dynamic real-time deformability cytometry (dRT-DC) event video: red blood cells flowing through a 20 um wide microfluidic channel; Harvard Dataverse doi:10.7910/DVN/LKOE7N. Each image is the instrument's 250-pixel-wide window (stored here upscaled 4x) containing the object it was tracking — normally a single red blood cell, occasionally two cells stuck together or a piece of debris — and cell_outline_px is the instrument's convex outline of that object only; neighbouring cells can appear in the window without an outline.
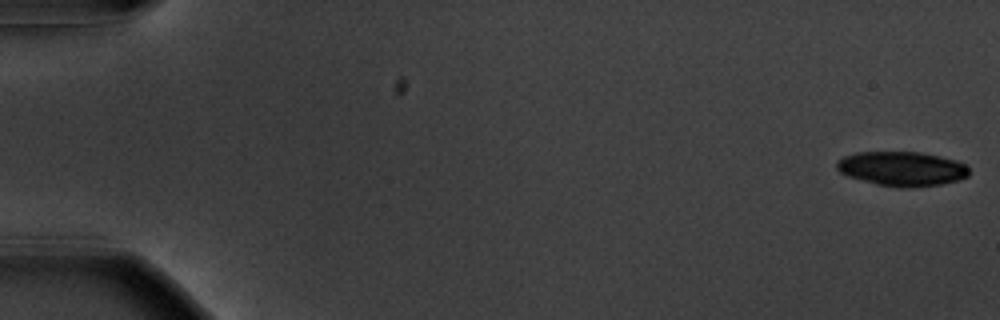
{"species": "common noctule bat (a hibernating species)", "species_latin": "Nyctalus noctula", "temperature_condition": "warm", "stored_images_in_passage": 22, "camera_frame_rate_fps": 3000, "um_per_image_px": 0.085, "animal": {"sex": "male", "body_mass_g": 20.1, "forearm_length_mm": 53.5}, "frame": {"image": 1, "passage_image": 1, "time_ms": 0.0, "image_size_px": [1000, 320], "cell_outline_px": [[968, 176], [960, 180], [940, 184], [912, 188], [900, 188], [876, 184], [848, 176], [840, 172], [836, 168], [836, 160], [844, 156], [860, 152], [920, 152], [940, 156], [956, 160], [968, 164]], "centroid_in_image_um": [76.69, 14.34], "position_along_channel_um": 8.3, "area_um2": 26.76}}